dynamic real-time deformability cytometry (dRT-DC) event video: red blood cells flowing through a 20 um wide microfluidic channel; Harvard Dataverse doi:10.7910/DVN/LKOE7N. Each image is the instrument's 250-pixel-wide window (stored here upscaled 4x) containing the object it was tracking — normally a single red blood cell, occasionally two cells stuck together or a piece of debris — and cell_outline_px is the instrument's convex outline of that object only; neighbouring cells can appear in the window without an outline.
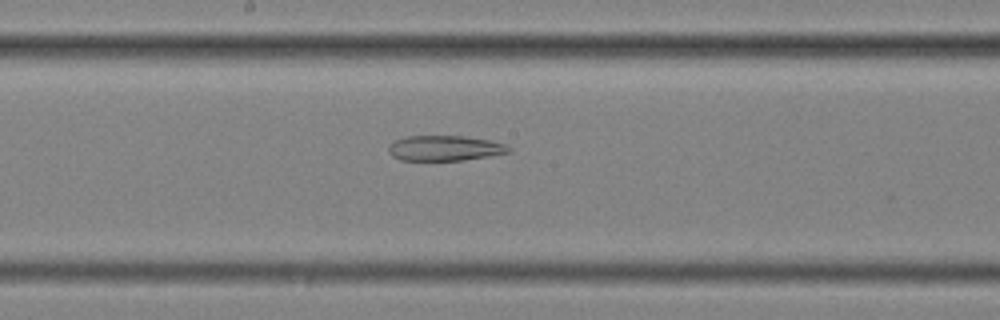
{"species": "common noctule bat (a hibernating species)", "species_latin": "Nyctalus noctula", "temperature_condition": "cold", "stored_images_in_passage": 48, "segment_of_instrument_passage": [2, 2], "camera_frame_rate_fps": 3000, "um_per_image_px": 0.085, "animal": {"sex": "female", "body_mass_g": 25.1}, "frame": {"image": 1, "passage_image": 22, "time_ms": 7.0, "image_size_px": [1000, 320], "cell_outline_px": [[512, 152], [464, 160], [400, 160], [392, 156], [388, 152], [388, 144], [396, 140], [408, 136], [464, 136], [488, 140], [508, 144], [512, 148]], "centroid_in_image_um": [37.83, 12.59], "position_along_channel_um": 210.4, "area_um2": 17.8}}
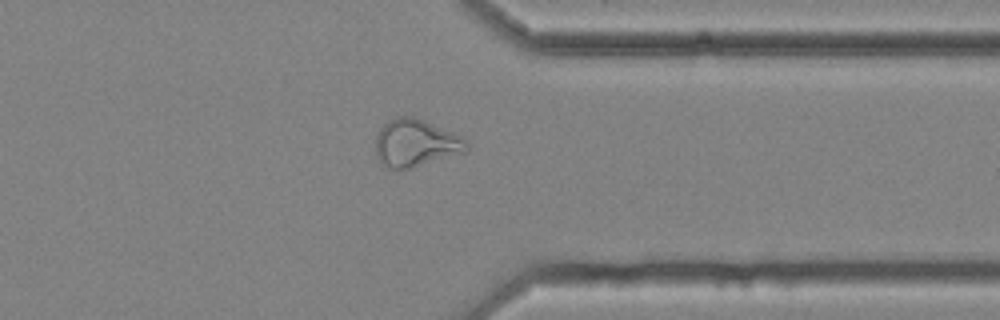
{"frame": {"image": 2, "passage_image": 36, "time_ms": 11.667, "image_size_px": [1000, 320], "cell_outline_px": [[468, 152], [400, 172], [388, 168], [380, 164], [376, 156], [376, 136], [380, 128], [388, 120], [400, 116], [416, 116], [464, 136], [468, 144]], "centroid_in_image_um": [35.36, 12.19], "position_along_channel_um": 376.0, "area_um2": 26.18}}
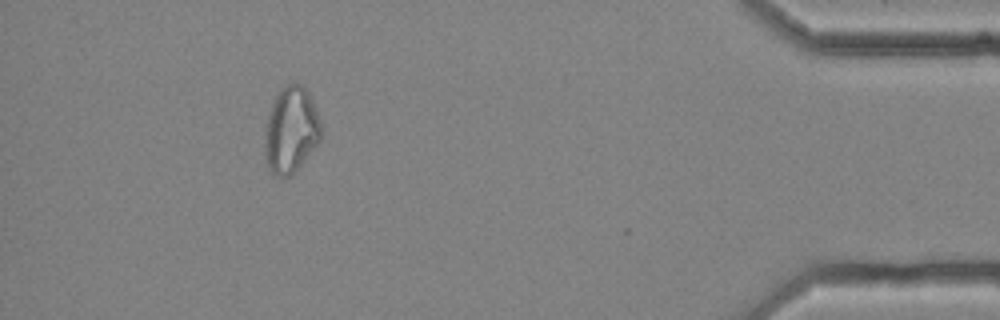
{"frame": {"image": 3, "passage_image": 43, "time_ms": 14.0, "image_size_px": [1000, 320], "cell_outline_px": [[320, 140], [300, 164], [288, 176], [276, 176], [268, 172], [264, 160], [264, 132], [268, 112], [280, 88], [284, 84], [300, 84], [308, 92], [316, 108], [320, 120]], "centroid_in_image_um": [24.67, 11.05], "position_along_channel_um": 410.5, "area_um2": 28.26}}